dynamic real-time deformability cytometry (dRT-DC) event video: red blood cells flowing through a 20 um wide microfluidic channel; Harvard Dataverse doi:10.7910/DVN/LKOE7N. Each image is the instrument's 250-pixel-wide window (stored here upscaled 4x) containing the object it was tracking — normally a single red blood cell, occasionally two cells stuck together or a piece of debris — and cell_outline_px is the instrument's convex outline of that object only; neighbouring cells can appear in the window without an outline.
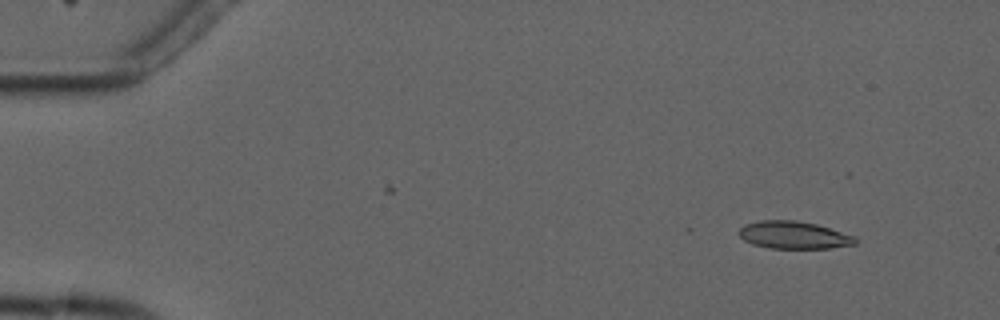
{"species": "common noctule bat (a hibernating species)", "species_latin": "Nyctalus noctula", "temperature_condition": "cold", "stored_images_in_passage": 5, "camera_frame_rate_fps": 3000, "um_per_image_px": 0.085, "animal": {"sex": "male", "forearm_length_mm": 52.5}, "frame": {"image": 1, "passage_image": 2, "time_ms": 1.0, "image_size_px": [1000, 320], "cell_outline_px": [[856, 244], [828, 248], [768, 248], [752, 244], [744, 240], [736, 232], [744, 224], [760, 220], [796, 220], [816, 224], [856, 236]], "centroid_in_image_um": [67.43, 19.97], "position_along_channel_um": 17.6, "area_um2": 18.73}}